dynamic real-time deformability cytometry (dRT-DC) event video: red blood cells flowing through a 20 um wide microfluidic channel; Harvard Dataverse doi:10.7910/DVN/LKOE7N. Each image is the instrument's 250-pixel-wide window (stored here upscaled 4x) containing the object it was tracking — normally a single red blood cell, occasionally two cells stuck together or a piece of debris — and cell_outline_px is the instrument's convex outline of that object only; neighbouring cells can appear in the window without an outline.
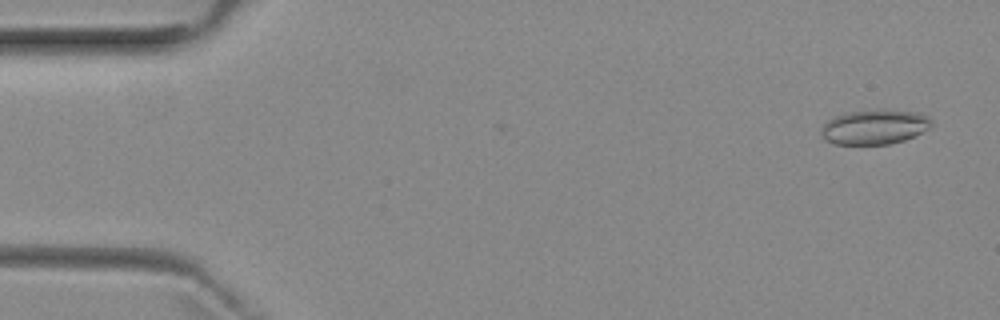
{"species": "common noctule bat (a hibernating species)", "species_latin": "Nyctalus noctula", "temperature_condition": "room temperature", "stored_images_in_passage": 6, "camera_frame_rate_fps": 3000, "um_per_image_px": 0.085, "animal": {"sex": "female", "body_mass_g": 29.2, "forearm_length_mm": 56.3}, "frame": {"image": 1, "passage_image": 1, "time_ms": 0.0, "image_size_px": [1000, 320], "cell_outline_px": [[932, 124], [928, 128], [904, 140], [888, 144], [836, 144], [824, 140], [820, 132], [820, 128], [832, 116], [844, 112], [876, 108], [884, 108], [920, 112], [928, 116], [932, 120]], "centroid_in_image_um": [74.3, 10.75], "position_along_channel_um": 10.7, "area_um2": 22.89}}
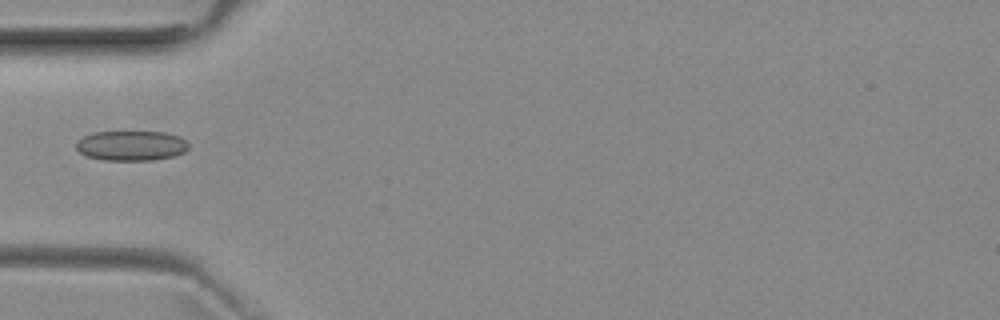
{"frame": {"image": 2, "passage_image": 5, "time_ms": 4.667, "image_size_px": [1000, 320], "cell_outline_px": [[188, 148], [184, 152], [172, 156], [152, 160], [104, 160], [88, 156], [80, 152], [76, 148], [76, 144], [84, 136], [92, 132], [164, 132], [180, 136], [188, 144]], "centroid_in_image_um": [11.16, 12.38], "position_along_channel_um": 73.8, "area_um2": 19.42}}
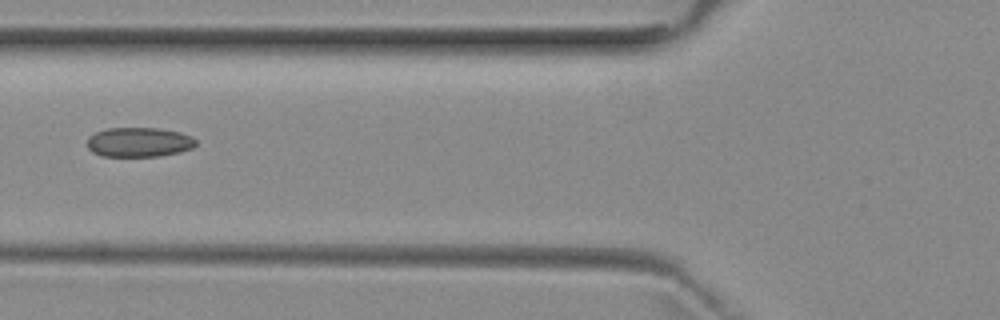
{"frame": {"image": 3, "passage_image": 6, "time_ms": 5.667, "image_size_px": [1000, 320], "cell_outline_px": [[196, 144], [192, 148], [180, 152], [160, 156], [100, 156], [92, 152], [88, 148], [88, 136], [96, 132], [108, 128], [160, 128], [180, 132], [192, 136], [196, 140]], "centroid_in_image_um": [11.82, 12.08], "position_along_channel_um": 114.0, "area_um2": 18.84}}